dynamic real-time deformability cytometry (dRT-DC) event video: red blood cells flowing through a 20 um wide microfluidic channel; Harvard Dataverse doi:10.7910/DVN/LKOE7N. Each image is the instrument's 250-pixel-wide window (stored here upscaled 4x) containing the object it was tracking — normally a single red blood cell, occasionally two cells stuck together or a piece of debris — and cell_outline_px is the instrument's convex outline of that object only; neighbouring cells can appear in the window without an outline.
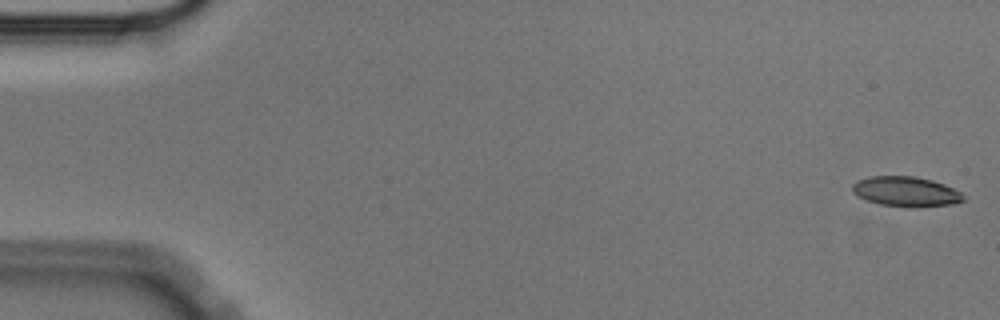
{"species": "Egyptian fruit bat (a non-hibernating species)", "species_latin": "Rousettus aegyptiacus", "temperature_condition": "cold", "stored_images_in_passage": 56, "camera_frame_rate_fps": 3000, "um_per_image_px": 0.085, "animal": {"sex": "male"}, "frame": {"image": 1, "passage_image": 1, "time_ms": 0.0, "image_size_px": [1000, 320], "cell_outline_px": [[968, 196], [964, 200], [952, 204], [880, 204], [856, 196], [852, 192], [852, 184], [856, 180], [868, 176], [916, 176], [932, 180], [944, 184]], "centroid_in_image_um": [76.96, 16.21], "position_along_channel_um": 8.0, "area_um2": 18.61}}
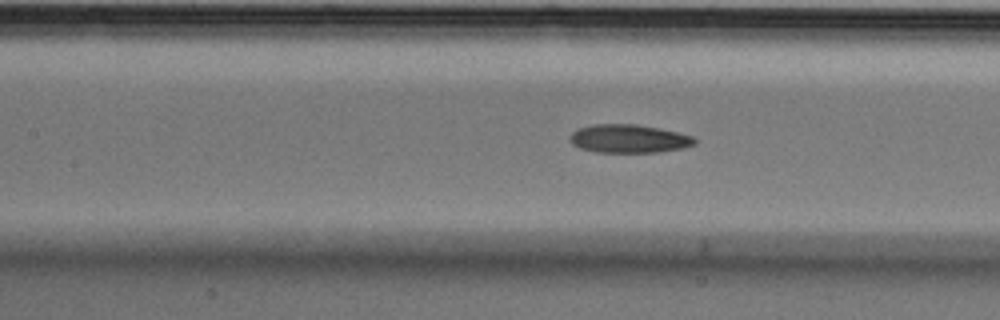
{"frame": {"image": 2, "passage_image": 25, "time_ms": 8.0, "image_size_px": [1000, 320], "cell_outline_px": [[696, 144], [684, 148], [660, 152], [596, 152], [580, 148], [572, 144], [568, 136], [576, 128], [592, 124], [636, 124], [660, 128], [692, 136], [696, 140]], "centroid_in_image_um": [53.42, 11.78], "position_along_channel_um": 154.0, "area_um2": 20.81}}
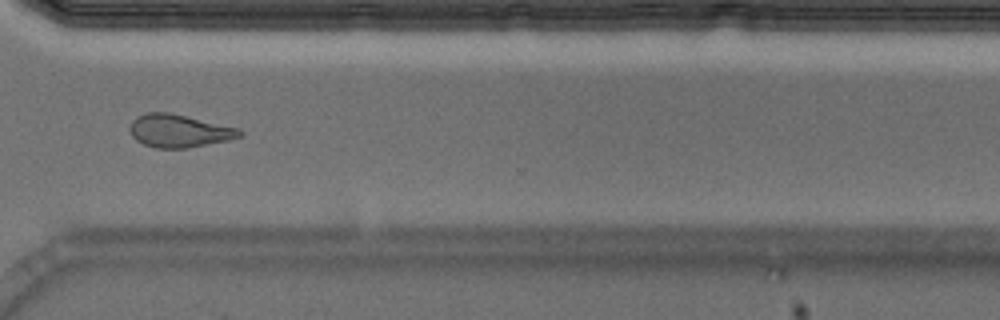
{"frame": {"image": 3, "passage_image": 42, "time_ms": 13.667, "image_size_px": [1000, 320], "cell_outline_px": [[244, 136], [228, 140], [188, 148], [156, 148], [144, 144], [136, 140], [132, 136], [128, 128], [132, 120], [136, 116], [144, 112], [168, 112], [240, 128], [244, 132]], "centroid_in_image_um": [15.22, 11.12], "position_along_channel_um": 355.4, "area_um2": 21.27}, "authors_computed_cell_mechanics": {"area_um2": 20.7791, "velocity_mm_per_s": 3.5631, "shape_relaxation_time_tau1_ms": null, "shape_relaxation_time_tau2_ms": 6.1331, "deformation_change_tau1": null, "deformation_change_tau2": 0.1471}}